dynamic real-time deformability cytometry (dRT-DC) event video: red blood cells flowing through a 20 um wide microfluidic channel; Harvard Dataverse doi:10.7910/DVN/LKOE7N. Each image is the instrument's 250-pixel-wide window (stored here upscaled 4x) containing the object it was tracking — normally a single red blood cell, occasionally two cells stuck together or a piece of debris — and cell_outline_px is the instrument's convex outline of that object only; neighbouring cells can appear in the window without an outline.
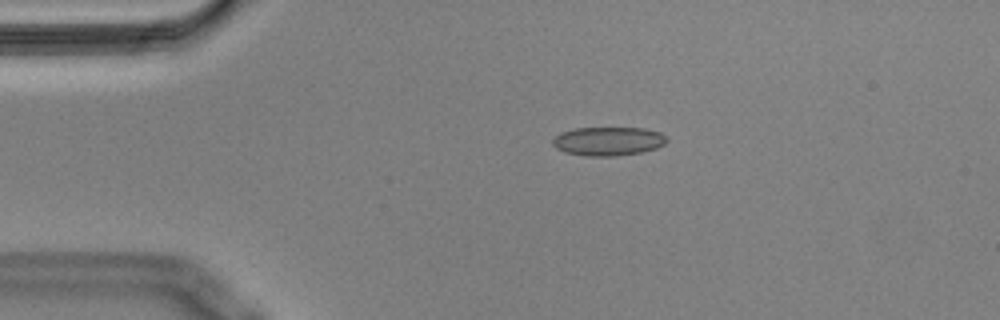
{"species": "Egyptian fruit bat (a non-hibernating species)", "species_latin": "Rousettus aegyptiacus", "temperature_condition": "cold", "stored_images_in_passage": 55, "camera_frame_rate_fps": 3000, "um_per_image_px": 0.085, "animal": {"sex": "male"}, "frame": {"image": 1, "passage_image": 11, "time_ms": 3.333, "image_size_px": [1000, 320], "cell_outline_px": [[668, 140], [664, 144], [656, 148], [640, 152], [616, 156], [584, 156], [564, 152], [556, 148], [552, 144], [552, 140], [560, 132], [576, 128], [644, 128], [660, 132]], "centroid_in_image_um": [51.67, 12.0], "position_along_channel_um": 33.3, "area_um2": 19.13}}
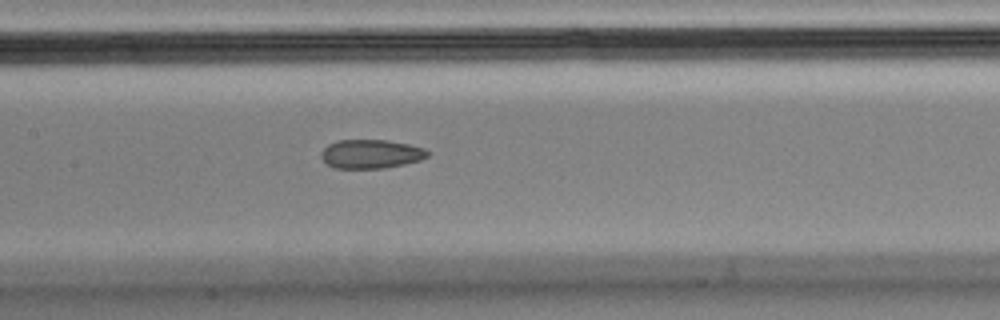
{"frame": {"image": 2, "passage_image": 26, "time_ms": 8.333, "image_size_px": [1000, 320], "cell_outline_px": [[428, 156], [420, 160], [404, 164], [384, 168], [336, 168], [328, 164], [320, 156], [320, 152], [328, 144], [340, 140], [388, 140], [408, 144], [424, 148], [428, 152]], "centroid_in_image_um": [31.52, 13.08], "position_along_channel_um": 175.9, "area_um2": 17.8}}
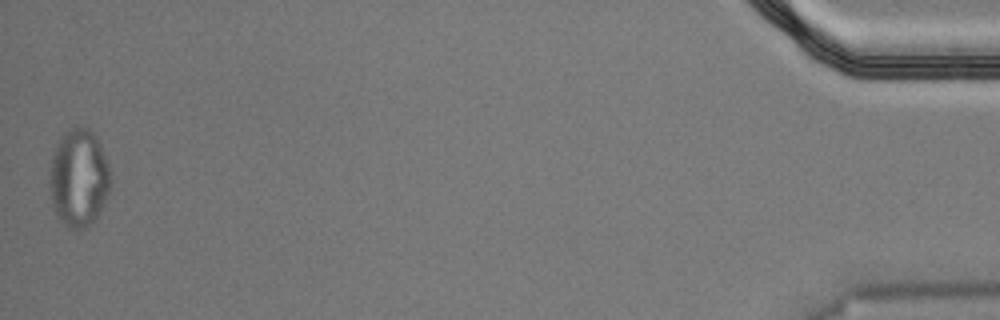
{"frame": {"image": 3, "passage_image": 55, "time_ms": 18.0, "image_size_px": [1000, 320], "cell_outline_px": [[108, 196], [96, 220], [84, 228], [68, 228], [60, 220], [56, 212], [52, 200], [48, 184], [48, 180], [52, 160], [56, 148], [64, 132], [72, 128], [88, 128], [96, 136], [100, 144], [108, 168]], "centroid_in_image_um": [6.68, 15.16], "position_along_channel_um": 428.5, "area_um2": 34.04}, "authors_computed_cell_mechanics": {"area_um2": 19.1318, "velocity_mm_per_s": 3.5907, "shape_relaxation_time_tau1_ms": null, "shape_relaxation_time_tau2_ms": 2.0929, "deformation_change_tau1": null, "deformation_change_tau2": 0.0853}}